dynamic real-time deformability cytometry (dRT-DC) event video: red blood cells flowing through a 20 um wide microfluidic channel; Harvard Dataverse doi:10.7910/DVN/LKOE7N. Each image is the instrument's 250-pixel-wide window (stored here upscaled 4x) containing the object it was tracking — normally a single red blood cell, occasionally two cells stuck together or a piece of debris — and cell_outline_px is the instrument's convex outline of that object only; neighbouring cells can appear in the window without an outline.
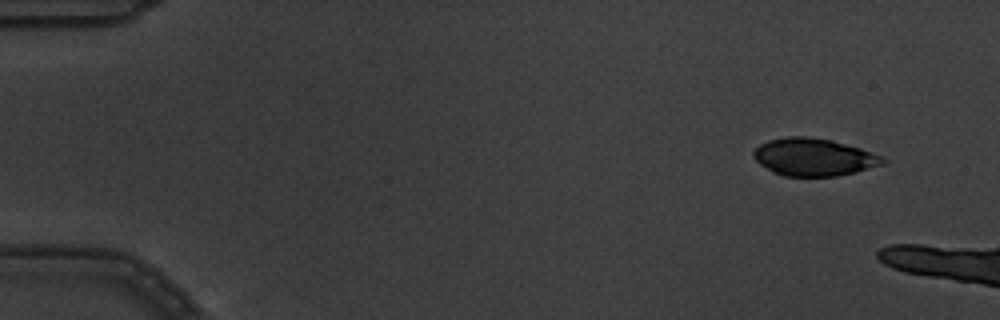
{"species": "common noctule bat (a hibernating species)", "species_latin": "Nyctalus noctula", "temperature_condition": "warm", "stored_images_in_passage": 4, "camera_frame_rate_fps": 3000, "um_per_image_px": 0.085, "animal": {"sex": "male", "body_mass_g": 19.5, "forearm_length_mm": 54.6}, "frame": {"image": 1, "passage_image": 1, "time_ms": 0.0, "image_size_px": [1000, 320], "cell_outline_px": [[888, 160], [884, 164], [856, 172], [836, 176], [784, 176], [760, 164], [752, 156], [752, 152], [760, 144], [768, 140], [788, 136], [808, 136], [832, 140], [860, 148], [880, 156]], "centroid_in_image_um": [69.17, 13.34], "position_along_channel_um": 15.8, "area_um2": 28.15}}